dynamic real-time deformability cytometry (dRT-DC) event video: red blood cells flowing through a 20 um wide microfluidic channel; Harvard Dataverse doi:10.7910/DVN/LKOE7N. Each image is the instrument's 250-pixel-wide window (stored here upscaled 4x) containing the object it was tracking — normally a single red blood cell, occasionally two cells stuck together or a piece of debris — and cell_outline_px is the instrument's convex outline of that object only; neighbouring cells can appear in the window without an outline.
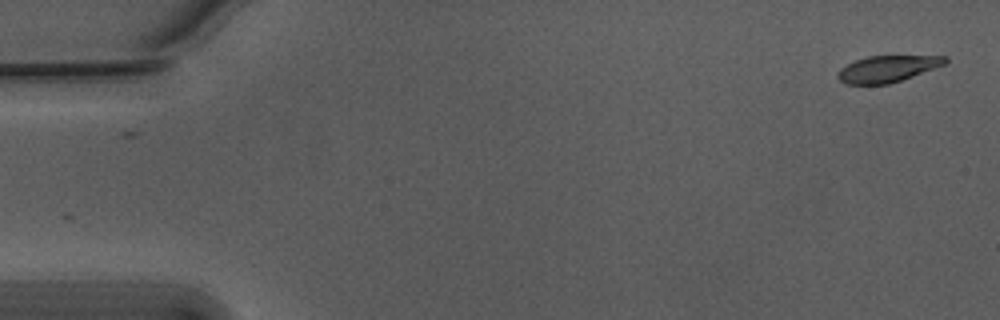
{"species": "Egyptian fruit bat (a non-hibernating species)", "species_latin": "Rousettus aegyptiacus", "temperature_condition": "warm", "stored_images_in_passage": 8, "camera_frame_rate_fps": 3000, "um_per_image_px": 0.085, "animal": {"sex": "male"}, "frame": {"image": 1, "passage_image": 1, "time_ms": 0.0, "image_size_px": [1000, 320], "cell_outline_px": [[948, 60], [944, 64], [912, 76], [888, 84], [848, 84], [840, 80], [836, 76], [840, 68], [856, 60], [868, 56], [948, 56]], "centroid_in_image_um": [75.41, 5.84], "position_along_channel_um": 9.6, "area_um2": 16.24}}